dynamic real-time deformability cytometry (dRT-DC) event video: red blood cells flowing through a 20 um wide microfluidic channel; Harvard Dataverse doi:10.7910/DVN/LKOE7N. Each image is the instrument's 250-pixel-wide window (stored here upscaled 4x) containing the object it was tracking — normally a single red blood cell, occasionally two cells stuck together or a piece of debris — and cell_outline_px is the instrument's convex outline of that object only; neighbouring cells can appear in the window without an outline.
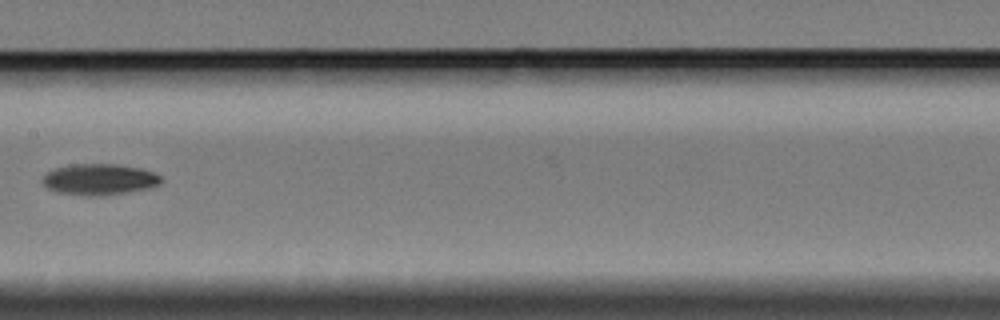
{"species": "Egyptian fruit bat (a non-hibernating species)", "species_latin": "Rousettus aegyptiacus", "temperature_condition": "cold", "stored_images_in_passage": 11, "camera_frame_rate_fps": 3000, "um_per_image_px": 0.085, "animal": {"sex": "female"}, "frame": {"image": 1, "passage_image": 8, "time_ms": 9.333, "image_size_px": [1000, 320], "cell_outline_px": [[164, 180], [160, 184], [148, 188], [128, 192], [100, 196], [88, 196], [56, 192], [48, 188], [40, 180], [48, 172], [56, 168], [68, 164], [116, 164], [144, 168], [156, 172]], "centroid_in_image_um": [8.48, 15.24], "position_along_channel_um": 198.9, "area_um2": 21.79}}
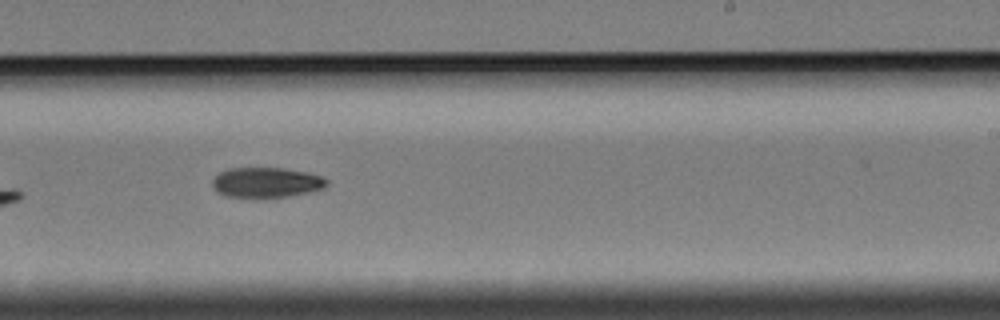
{"frame": {"image": 2, "passage_image": 10, "time_ms": 11.333, "image_size_px": [1000, 320], "cell_outline_px": [[328, 184], [324, 188], [308, 192], [288, 196], [228, 196], [220, 192], [212, 184], [212, 180], [220, 172], [228, 168], [280, 168], [304, 172], [320, 176], [328, 180]], "centroid_in_image_um": [22.66, 15.48], "position_along_channel_um": 266.3, "area_um2": 19.42}}
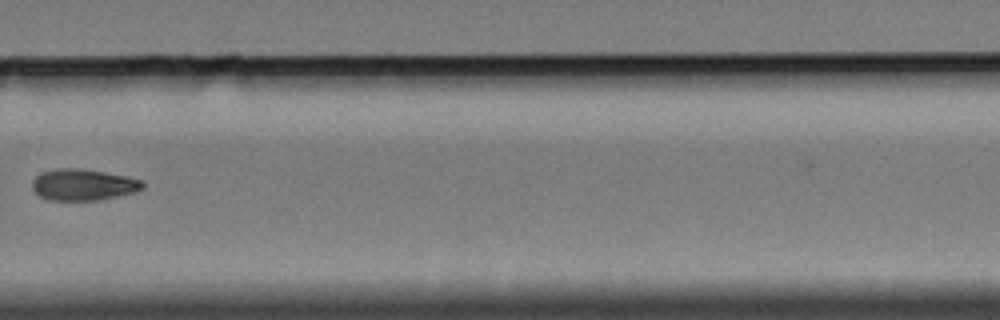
{"frame": {"image": 3, "passage_image": 11, "time_ms": 13.0, "image_size_px": [1000, 320], "cell_outline_px": [[144, 188], [132, 192], [100, 200], [48, 200], [40, 196], [32, 188], [32, 180], [36, 176], [44, 172], [56, 168], [80, 168], [128, 176], [144, 180]], "centroid_in_image_um": [7.08, 15.69], "position_along_channel_um": 322.7, "area_um2": 20.17}}